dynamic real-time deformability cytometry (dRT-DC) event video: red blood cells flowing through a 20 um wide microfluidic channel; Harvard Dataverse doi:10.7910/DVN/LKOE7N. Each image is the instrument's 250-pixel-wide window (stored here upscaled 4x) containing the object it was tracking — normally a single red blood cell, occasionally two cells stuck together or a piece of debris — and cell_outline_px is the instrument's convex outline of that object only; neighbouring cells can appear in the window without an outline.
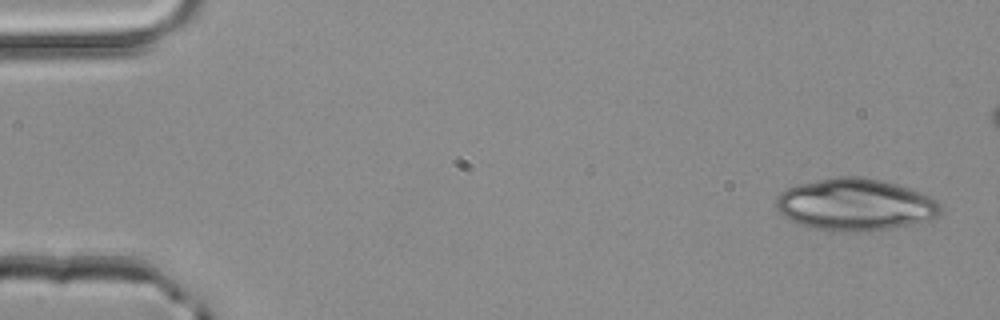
{"species": "common noctule bat (a hibernating species)", "species_latin": "Nyctalus noctula", "temperature_condition": "room temperature", "stored_images_in_passage": 4, "camera_frame_rate_fps": 3000, "um_per_image_px": 0.085, "animal": {"sex": "male", "body_mass_g": 20.4}, "frame": {"image": 1, "passage_image": 1, "time_ms": 0.0, "image_size_px": [1000, 320], "cell_outline_px": [[940, 212], [936, 220], [888, 228], [848, 232], [828, 232], [812, 228], [788, 220], [776, 208], [776, 196], [780, 192], [796, 184], [836, 176], [860, 176], [884, 180], [908, 188], [928, 196], [936, 200], [940, 204]], "centroid_in_image_um": [72.67, 17.39], "position_along_channel_um": 12.3, "area_um2": 50.23}}